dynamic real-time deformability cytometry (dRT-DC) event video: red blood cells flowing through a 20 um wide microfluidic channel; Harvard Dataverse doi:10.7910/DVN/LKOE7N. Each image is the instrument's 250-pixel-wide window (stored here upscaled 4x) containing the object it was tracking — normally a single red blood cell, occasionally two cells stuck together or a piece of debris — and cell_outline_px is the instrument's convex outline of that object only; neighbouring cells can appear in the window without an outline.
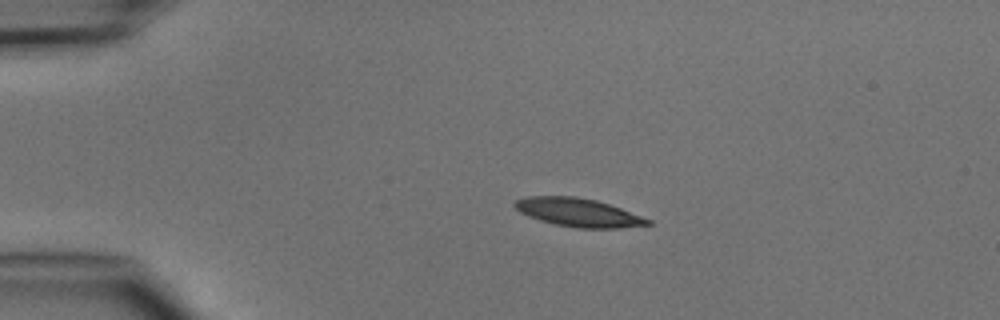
{"species": "common noctule bat (a hibernating species)", "species_latin": "Nyctalus noctula", "temperature_condition": "cold", "stored_images_in_passage": 3, "camera_frame_rate_fps": 3000, "um_per_image_px": 0.085, "animal": {"sex": "male", "body_mass_g": 15.6}, "frame": {"image": 1, "passage_image": 2, "time_ms": 1.0, "image_size_px": [1000, 320], "cell_outline_px": [[652, 224], [620, 228], [576, 228], [556, 224], [540, 220], [528, 216], [520, 212], [512, 204], [516, 200], [528, 196], [576, 196], [596, 200], [620, 208], [652, 220]], "centroid_in_image_um": [49.15, 18.06], "position_along_channel_um": 35.9, "area_um2": 21.91}}